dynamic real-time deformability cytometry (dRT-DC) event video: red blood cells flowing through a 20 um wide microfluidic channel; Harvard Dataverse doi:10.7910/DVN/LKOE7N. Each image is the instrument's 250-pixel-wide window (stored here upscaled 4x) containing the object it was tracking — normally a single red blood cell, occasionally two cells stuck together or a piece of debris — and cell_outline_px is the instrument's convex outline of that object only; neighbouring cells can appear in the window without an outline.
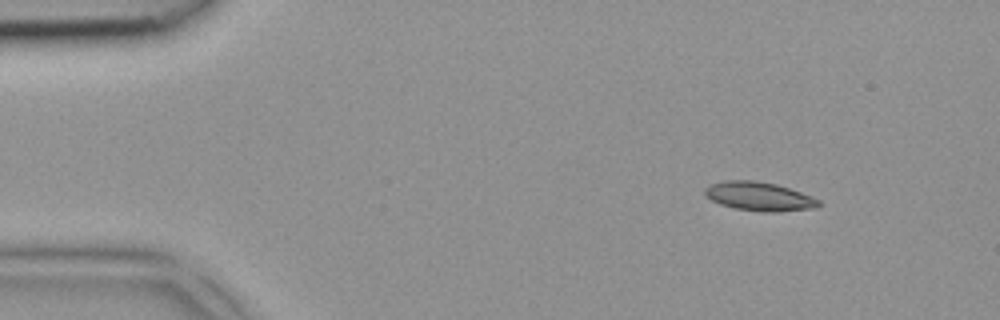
{"species": "common noctule bat (a hibernating species)", "species_latin": "Nyctalus noctula", "temperature_condition": "room temperature", "stored_images_in_passage": 3, "camera_frame_rate_fps": 3000, "um_per_image_px": 0.085, "animal": {"sex": "female", "body_mass_g": 18.4}, "frame": {"image": 1, "passage_image": 1, "time_ms": 0.0, "image_size_px": [1000, 320], "cell_outline_px": [[820, 204], [816, 208], [780, 212], [764, 212], [736, 208], [720, 204], [712, 200], [704, 192], [704, 188], [712, 184], [724, 180], [752, 180], [776, 184], [800, 192], [820, 200]], "centroid_in_image_um": [64.54, 16.7], "position_along_channel_um": 20.5, "area_um2": 18.96}}
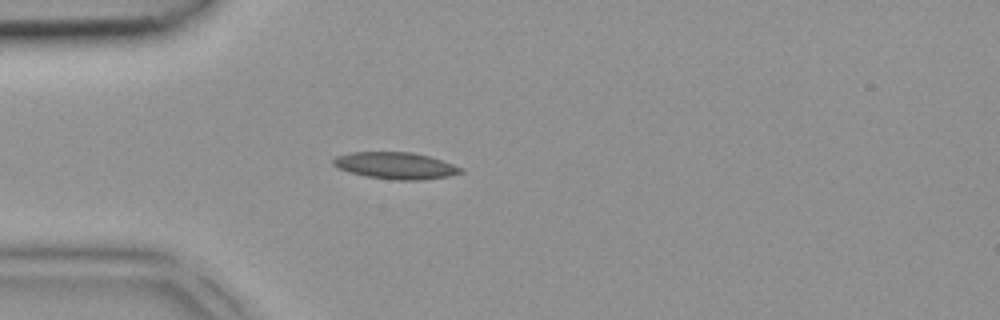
{"frame": {"image": 2, "passage_image": 3, "time_ms": 0.667, "image_size_px": [1000, 320], "cell_outline_px": [[464, 172], [448, 176], [420, 180], [400, 180], [368, 176], [352, 172], [340, 168], [332, 164], [332, 160], [336, 156], [348, 152], [412, 152], [428, 156], [464, 168]], "centroid_in_image_um": [33.64, 14.06], "position_along_channel_um": 51.4, "area_um2": 19.59}}